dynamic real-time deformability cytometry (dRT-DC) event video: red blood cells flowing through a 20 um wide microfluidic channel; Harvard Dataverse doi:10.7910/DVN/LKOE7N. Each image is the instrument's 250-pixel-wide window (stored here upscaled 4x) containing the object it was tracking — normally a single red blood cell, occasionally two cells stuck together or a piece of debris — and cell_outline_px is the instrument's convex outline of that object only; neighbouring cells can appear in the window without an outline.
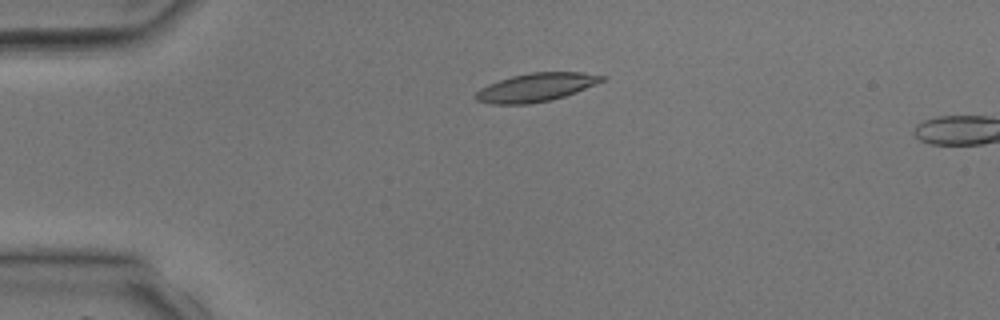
{"species": "common noctule bat (a hibernating species)", "species_latin": "Nyctalus noctula", "temperature_condition": "room temperature", "stored_images_in_passage": 3, "camera_frame_rate_fps": 3000, "um_per_image_px": 0.085, "animal": {"sex": "male", "body_mass_g": 17.9, "forearm_length_mm": 54.2}, "frame": {"image": 1, "passage_image": 1, "time_ms": 0.0, "image_size_px": [1000, 320], "cell_outline_px": [[608, 76], [604, 80], [576, 92], [552, 100], [528, 104], [492, 104], [476, 100], [472, 96], [480, 88], [488, 84], [512, 76], [532, 72], [584, 72]], "centroid_in_image_um": [45.55, 7.42], "position_along_channel_um": 39.5, "area_um2": 20.92}}